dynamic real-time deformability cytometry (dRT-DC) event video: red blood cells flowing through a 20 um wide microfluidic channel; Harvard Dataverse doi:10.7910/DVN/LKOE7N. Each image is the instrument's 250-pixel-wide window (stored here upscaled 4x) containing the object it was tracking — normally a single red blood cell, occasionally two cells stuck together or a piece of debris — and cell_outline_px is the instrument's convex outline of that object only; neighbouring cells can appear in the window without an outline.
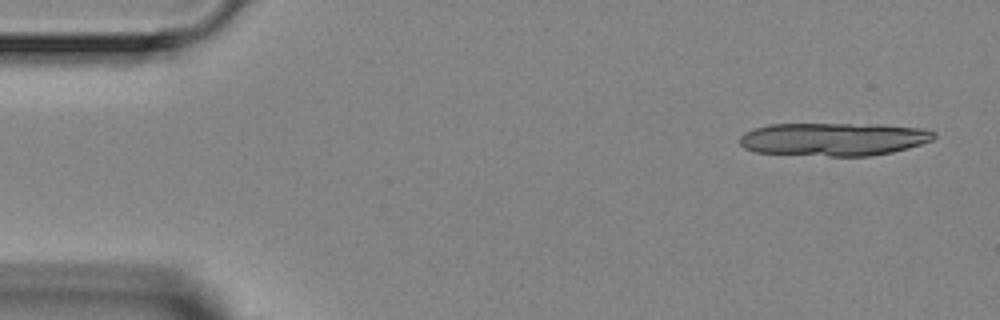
{"species": "Egyptian fruit bat (a non-hibernating species)", "species_latin": "Rousettus aegyptiacus", "temperature_condition": "room temperature", "stored_images_in_passage": 4, "camera_frame_rate_fps": 3000, "um_per_image_px": 0.085, "animal": {"sex": "female"}, "frame": {"image": 1, "passage_image": 1, "time_ms": 0.0, "image_size_px": [1000, 320], "cell_outline_px": [[936, 136], [932, 140], [908, 148], [892, 152], [872, 156], [828, 156], [756, 152], [744, 148], [740, 144], [740, 136], [744, 132], [768, 124], [848, 124], [924, 128], [936, 132]], "centroid_in_image_um": [70.83, 11.84], "position_along_channel_um": 14.2, "area_um2": 37.28}}